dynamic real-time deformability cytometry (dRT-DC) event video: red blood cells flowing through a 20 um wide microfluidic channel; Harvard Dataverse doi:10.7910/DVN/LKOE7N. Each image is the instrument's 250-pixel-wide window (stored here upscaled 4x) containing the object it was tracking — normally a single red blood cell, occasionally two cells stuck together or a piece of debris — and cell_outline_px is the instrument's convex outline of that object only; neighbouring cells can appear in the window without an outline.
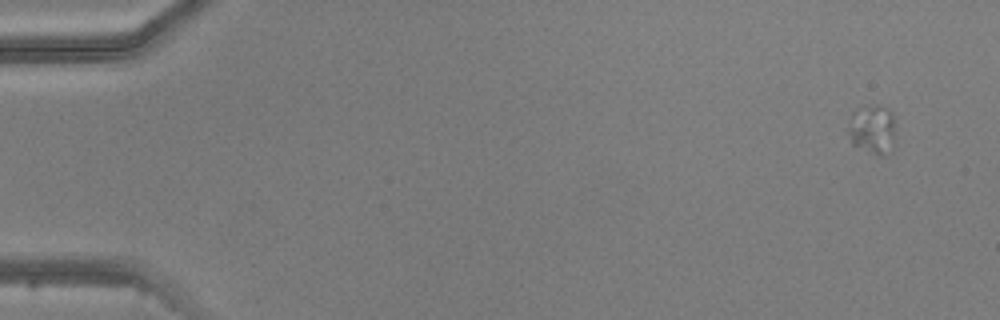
{"species": "common noctule bat (a hibernating species)", "species_latin": "Nyctalus noctula", "temperature_condition": "warm", "stored_images_in_passage": 4, "camera_frame_rate_fps": 3000, "um_per_image_px": 0.085, "animal": {"sex": "male", "body_mass_g": 20.5, "forearm_length_mm": 52.5}, "frame": {"image": 1, "passage_image": 1, "time_ms": 0.0, "image_size_px": [1000, 320], "cell_outline_px": [[892, 144], [884, 156], [880, 156], [852, 144], [848, 132], [848, 128], [852, 116], [868, 108], [888, 108], [892, 112]], "centroid_in_image_um": [74.14, 11.07], "position_along_channel_um": 10.9, "area_um2": 12.25}}